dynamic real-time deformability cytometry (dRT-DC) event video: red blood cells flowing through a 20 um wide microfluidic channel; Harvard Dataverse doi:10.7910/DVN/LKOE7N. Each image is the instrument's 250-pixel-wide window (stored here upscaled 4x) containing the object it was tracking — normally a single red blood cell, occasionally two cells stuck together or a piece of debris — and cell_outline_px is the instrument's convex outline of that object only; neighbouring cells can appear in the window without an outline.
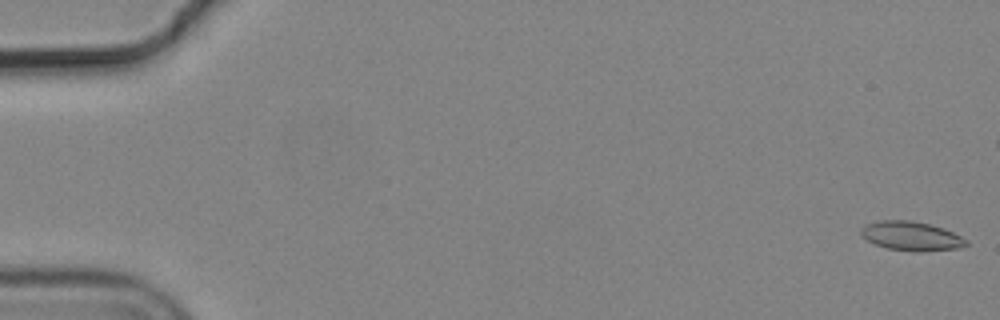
{"species": "common noctule bat (a hibernating species)", "species_latin": "Nyctalus noctula", "temperature_condition": "cold", "stored_images_in_passage": 9, "segment_of_instrument_passage": [1, 2], "camera_frame_rate_fps": 3000, "um_per_image_px": 0.085, "animal": {"sex": "male", "body_mass_g": 19.2, "forearm_length_mm": 51.8}, "frame": {"image": 1, "passage_image": 1, "time_ms": 0.0, "image_size_px": [1000, 320], "cell_outline_px": [[968, 244], [960, 248], [920, 252], [916, 252], [888, 248], [876, 244], [860, 236], [860, 228], [864, 224], [880, 220], [912, 220], [944, 228], [968, 240]], "centroid_in_image_um": [77.44, 20.06], "position_along_channel_um": 7.6, "area_um2": 17.98}}
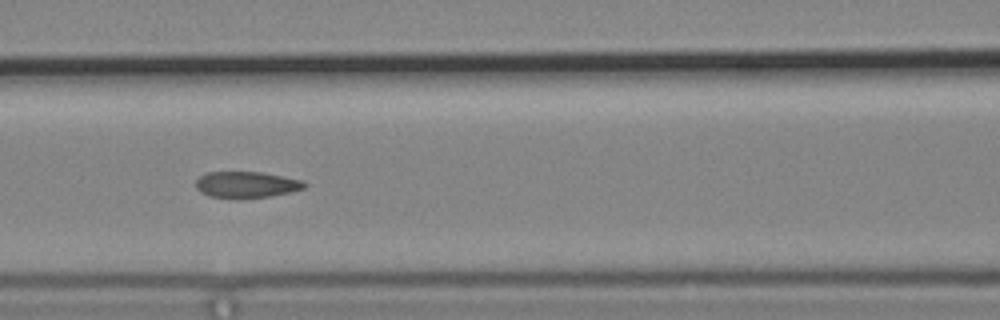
{"frame": {"image": 2, "passage_image": 8, "time_ms": 2.333, "image_size_px": [1000, 320], "cell_outline_px": [[308, 184], [304, 188], [272, 196], [240, 200], [232, 200], [208, 196], [200, 192], [196, 188], [196, 180], [200, 176], [208, 172], [264, 172], [300, 180]], "centroid_in_image_um": [20.89, 15.73], "position_along_channel_um": 145.7, "area_um2": 17.05}}